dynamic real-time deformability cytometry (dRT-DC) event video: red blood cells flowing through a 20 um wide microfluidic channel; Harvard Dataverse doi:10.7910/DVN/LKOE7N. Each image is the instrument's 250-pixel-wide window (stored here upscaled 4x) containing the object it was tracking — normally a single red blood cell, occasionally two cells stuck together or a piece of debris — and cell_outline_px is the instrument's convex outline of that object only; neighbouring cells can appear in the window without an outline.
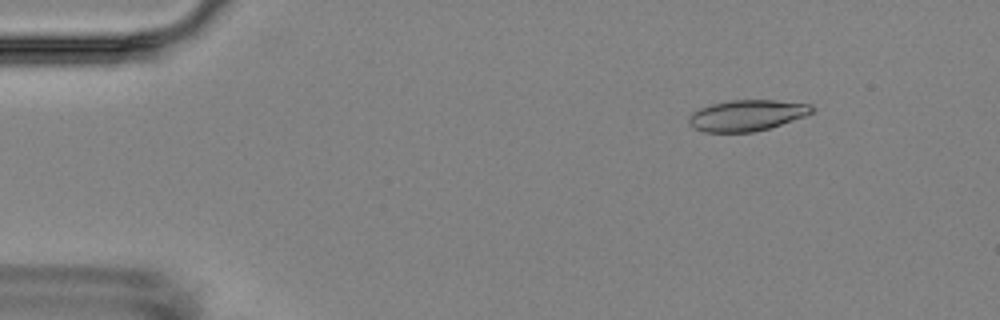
{"species": "Egyptian fruit bat (a non-hibernating species)", "species_latin": "Rousettus aegyptiacus", "temperature_condition": "room temperature", "stored_images_in_passage": 8, "camera_frame_rate_fps": 3000, "um_per_image_px": 0.085, "animal": {"sex": "female"}, "frame": {"image": 1, "passage_image": 2, "time_ms": 1.333, "image_size_px": [1000, 320], "cell_outline_px": [[816, 108], [812, 112], [804, 116], [768, 128], [752, 132], [704, 132], [688, 124], [688, 116], [692, 112], [700, 108], [712, 104], [728, 100], [776, 100], [812, 104]], "centroid_in_image_um": [63.47, 9.79], "position_along_channel_um": 21.5, "area_um2": 22.2}}
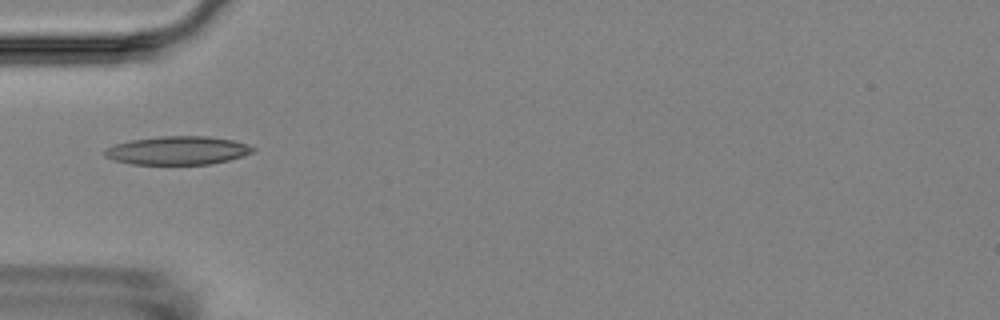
{"frame": {"image": 2, "passage_image": 5, "time_ms": 5.0, "image_size_px": [1000, 320], "cell_outline_px": [[256, 152], [228, 160], [208, 164], [132, 164], [112, 160], [104, 156], [104, 148], [116, 144], [132, 140], [160, 136], [208, 136], [232, 140], [248, 144], [256, 148]], "centroid_in_image_um": [15.11, 12.79], "position_along_channel_um": 69.9, "area_um2": 24.62}}
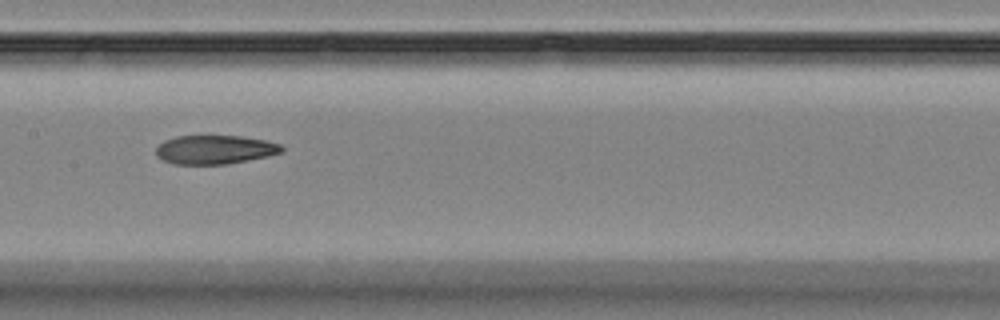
{"frame": {"image": 3, "passage_image": 8, "time_ms": 8.333, "image_size_px": [1000, 320], "cell_outline_px": [[284, 152], [268, 156], [228, 164], [172, 164], [156, 156], [156, 148], [164, 140], [176, 136], [240, 136], [268, 140], [280, 144], [284, 148]], "centroid_in_image_um": [18.29, 12.72], "position_along_channel_um": 189.1, "area_um2": 21.27}}